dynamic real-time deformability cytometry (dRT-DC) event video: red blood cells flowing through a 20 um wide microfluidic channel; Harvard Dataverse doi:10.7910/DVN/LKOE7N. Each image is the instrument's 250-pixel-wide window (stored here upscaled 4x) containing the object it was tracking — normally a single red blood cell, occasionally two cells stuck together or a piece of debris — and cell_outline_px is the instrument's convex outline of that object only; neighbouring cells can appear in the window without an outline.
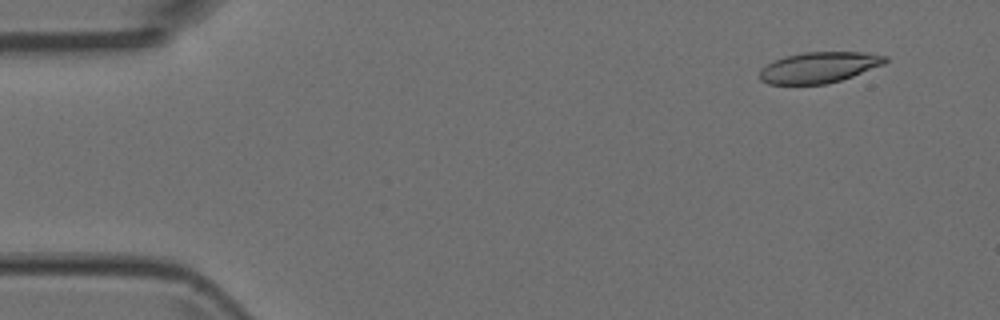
{"species": "Egyptian fruit bat (a non-hibernating species)", "species_latin": "Rousettus aegyptiacus", "temperature_condition": "room temperature", "stored_images_in_passage": 4, "camera_frame_rate_fps": 3000, "um_per_image_px": 0.085, "animal": {"sex": "female"}, "frame": {"image": 1, "passage_image": 1, "time_ms": 0.0, "image_size_px": [1000, 320], "cell_outline_px": [[888, 60], [884, 64], [852, 76], [828, 84], [768, 84], [760, 80], [760, 68], [784, 56], [804, 52], [868, 52], [888, 56]], "centroid_in_image_um": [69.63, 5.72], "position_along_channel_um": 15.4, "area_um2": 22.6}}
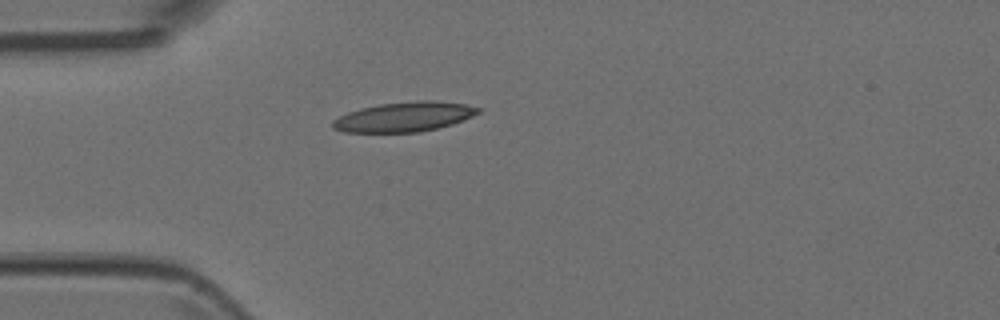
{"frame": {"image": 2, "passage_image": 4, "time_ms": 1.0, "image_size_px": [1000, 320], "cell_outline_px": [[480, 112], [472, 116], [452, 124], [420, 132], [344, 132], [332, 128], [332, 120], [348, 112], [360, 108], [380, 104], [420, 100], [428, 100], [464, 104], [480, 108]], "centroid_in_image_um": [34.32, 9.93], "position_along_channel_um": 50.7, "area_um2": 24.97}}